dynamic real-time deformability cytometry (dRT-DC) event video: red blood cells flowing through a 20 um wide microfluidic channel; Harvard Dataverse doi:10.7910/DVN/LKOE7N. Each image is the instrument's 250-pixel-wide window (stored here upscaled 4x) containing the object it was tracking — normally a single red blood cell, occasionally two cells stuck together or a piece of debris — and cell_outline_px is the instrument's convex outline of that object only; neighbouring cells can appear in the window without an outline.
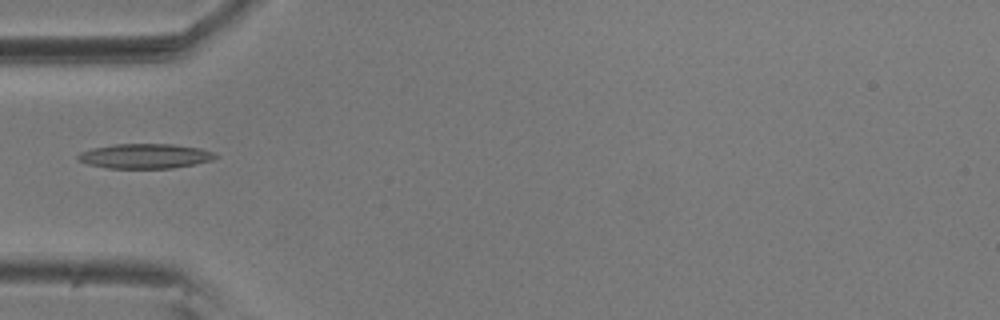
{"species": "common noctule bat (a hibernating species)", "species_latin": "Nyctalus noctula", "temperature_condition": "room temperature", "stored_images_in_passage": 37, "camera_frame_rate_fps": 3000, "um_per_image_px": 0.085, "animal": {"sex": "male", "body_mass_g": 20.5, "forearm_length_mm": 52.5}, "frame": {"image": 1, "passage_image": 1, "time_ms": 0.0, "image_size_px": [1000, 320], "cell_outline_px": [[220, 156], [212, 160], [196, 164], [172, 168], [108, 168], [88, 164], [76, 160], [76, 156], [80, 152], [92, 148], [112, 144], [172, 144], [200, 148], [212, 152]], "centroid_in_image_um": [12.31, 13.26], "position_along_channel_um": 72.7, "area_um2": 19.94}}